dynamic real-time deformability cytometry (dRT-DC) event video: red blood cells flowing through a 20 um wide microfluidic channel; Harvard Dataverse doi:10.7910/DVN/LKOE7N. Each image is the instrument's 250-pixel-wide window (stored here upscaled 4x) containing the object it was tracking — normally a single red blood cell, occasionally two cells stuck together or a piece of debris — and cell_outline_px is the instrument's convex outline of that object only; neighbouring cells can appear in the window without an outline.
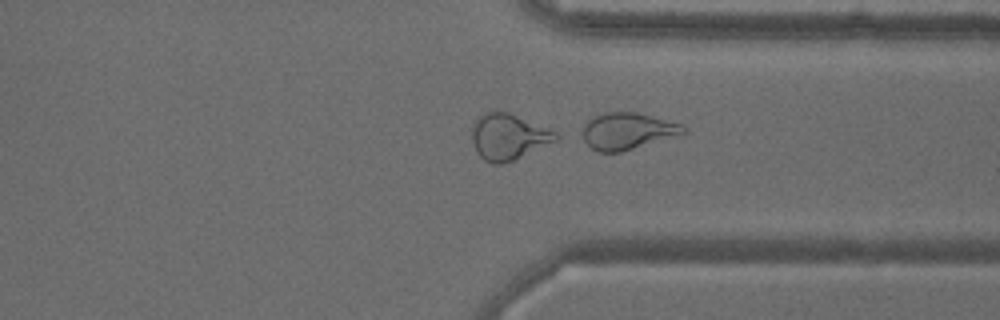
{"species": "common noctule bat (a hibernating species)", "species_latin": "Nyctalus noctula", "temperature_condition": "warm", "stored_images_in_passage": 43, "camera_frame_rate_fps": 3000, "um_per_image_px": 0.085, "animal": {"sex": "male", "body_mass_g": 18.8}, "frame": {"image": 1, "passage_image": 31, "time_ms": 10.0, "image_size_px": [1000, 320], "cell_outline_px": [[688, 132], [684, 136], [620, 152], [596, 152], [584, 140], [580, 132], [584, 124], [592, 116], [604, 112], [636, 112], [652, 116], [680, 124]], "centroid_in_image_um": [53.36, 11.15], "position_along_channel_um": 358.0, "area_um2": 22.14}}